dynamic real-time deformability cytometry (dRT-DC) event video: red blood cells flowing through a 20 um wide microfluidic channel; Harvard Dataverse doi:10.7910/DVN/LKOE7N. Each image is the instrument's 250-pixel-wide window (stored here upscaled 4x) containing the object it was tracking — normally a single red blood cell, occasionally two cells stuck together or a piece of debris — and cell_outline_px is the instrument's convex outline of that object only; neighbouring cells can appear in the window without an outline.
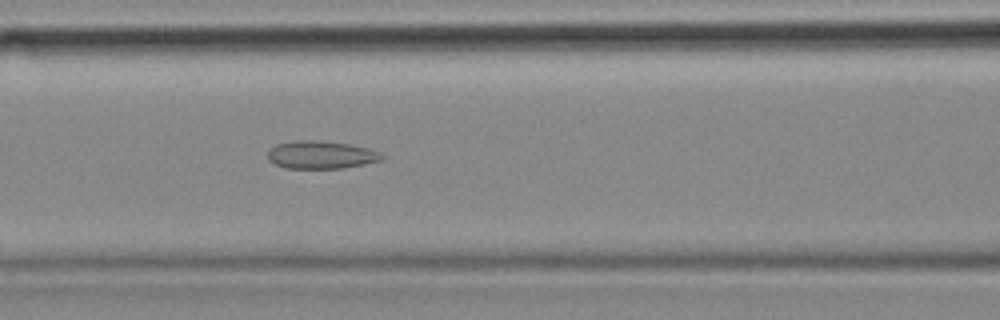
{"species": "common noctule bat (a hibernating species)", "species_latin": "Nyctalus noctula", "temperature_condition": "cold", "stored_images_in_passage": 56, "camera_frame_rate_fps": 3000, "um_per_image_px": 0.085, "animal": {"sex": "female", "body_mass_g": 18.4}, "frame": {"image": 1, "passage_image": 23, "time_ms": 7.333, "image_size_px": [1000, 320], "cell_outline_px": [[384, 156], [380, 160], [364, 164], [344, 168], [288, 168], [276, 164], [268, 160], [268, 152], [276, 144], [296, 140], [320, 140], [348, 144], [368, 148], [380, 152]], "centroid_in_image_um": [27.29, 13.15], "position_along_channel_um": 139.3, "area_um2": 18.38}}
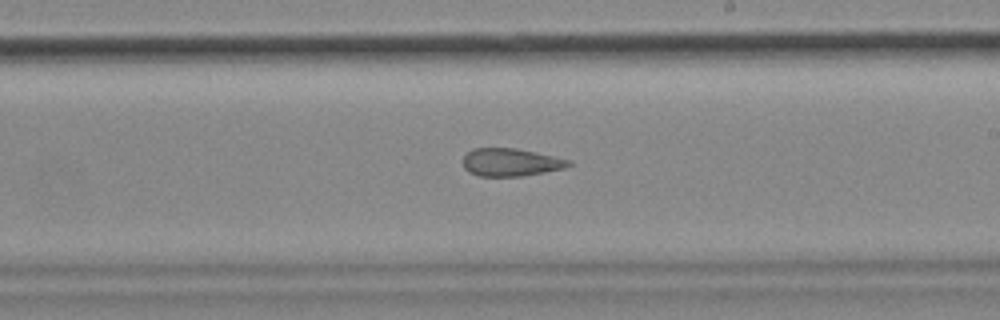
{"frame": {"image": 2, "passage_image": 32, "time_ms": 10.333, "image_size_px": [1000, 320], "cell_outline_px": [[572, 164], [564, 168], [544, 172], [520, 176], [480, 176], [468, 172], [464, 168], [464, 156], [472, 148], [516, 148], [572, 160]], "centroid_in_image_um": [43.41, 13.79], "position_along_channel_um": 245.6, "area_um2": 17.05}}
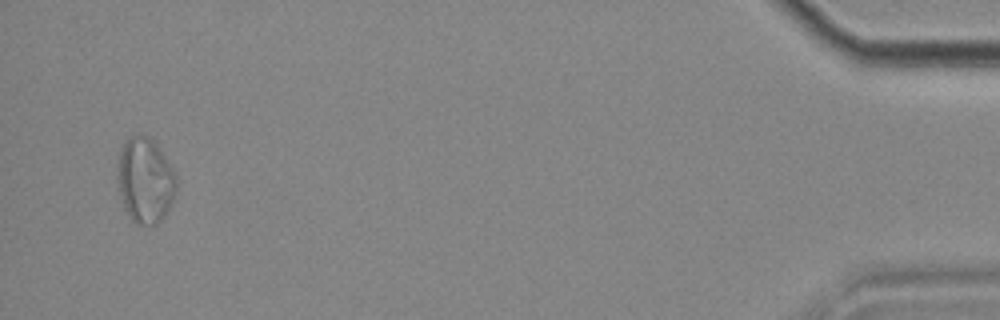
{"frame": {"image": 3, "passage_image": 54, "time_ms": 17.667, "image_size_px": [1000, 320], "cell_outline_px": [[176, 188], [172, 204], [164, 216], [156, 224], [136, 224], [128, 216], [124, 208], [120, 196], [120, 152], [124, 140], [132, 136], [148, 136], [156, 144], [172, 168], [176, 176]], "centroid_in_image_um": [12.37, 15.36], "position_along_channel_um": 422.8, "area_um2": 28.55}, "authors_computed_cell_mechanics": {"area_um2": 21.964, "velocity_mm_per_s": 3.5657, "shape_relaxation_time_tau1_ms": null, "shape_relaxation_time_tau2_ms": 4.7799, "deformation_change_tau1": null, "deformation_change_tau2": 0.1436}}